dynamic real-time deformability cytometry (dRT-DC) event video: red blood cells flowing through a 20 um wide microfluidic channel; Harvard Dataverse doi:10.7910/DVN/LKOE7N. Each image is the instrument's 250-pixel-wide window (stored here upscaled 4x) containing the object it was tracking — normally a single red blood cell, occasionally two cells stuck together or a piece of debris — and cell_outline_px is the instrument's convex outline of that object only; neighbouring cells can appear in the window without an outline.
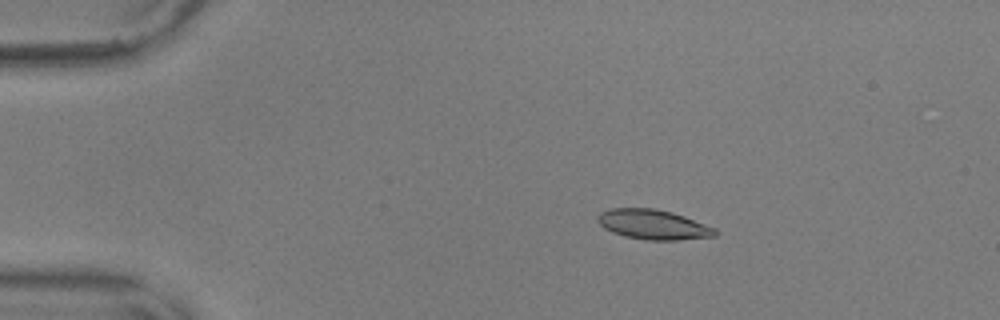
{"species": "common noctule bat (a hibernating species)", "species_latin": "Nyctalus noctula", "temperature_condition": "warm", "stored_images_in_passage": 57, "camera_frame_rate_fps": 3000, "um_per_image_px": 0.085, "animal": {"sex": "male", "body_mass_g": 17.9, "forearm_length_mm": 54.2}, "frame": {"image": 1, "passage_image": 11, "time_ms": 3.333, "image_size_px": [1000, 320], "cell_outline_px": [[716, 236], [680, 240], [644, 240], [624, 236], [612, 232], [604, 228], [596, 220], [596, 216], [600, 212], [608, 208], [652, 208], [672, 212], [684, 216], [716, 228]], "centroid_in_image_um": [55.49, 19.08], "position_along_channel_um": 29.5, "area_um2": 20.58}}
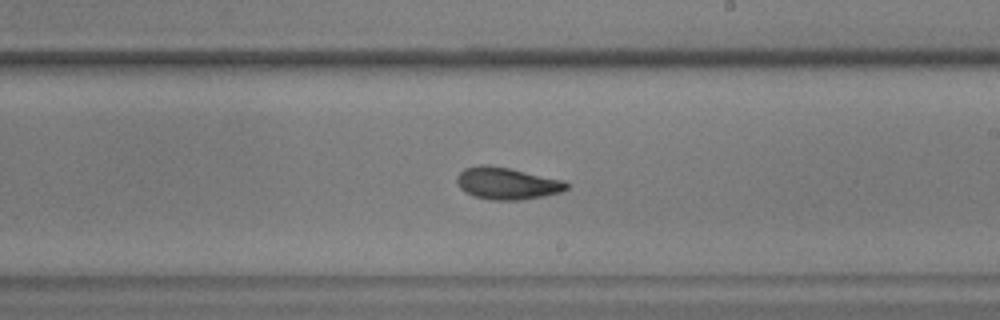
{"frame": {"image": 2, "passage_image": 34, "time_ms": 11.0, "image_size_px": [1000, 320], "cell_outline_px": [[568, 188], [560, 192], [544, 196], [520, 200], [492, 200], [472, 196], [464, 192], [460, 188], [456, 180], [456, 176], [464, 168], [480, 164], [484, 164], [508, 168], [564, 180], [568, 184]], "centroid_in_image_um": [43.06, 15.59], "position_along_channel_um": 245.9, "area_um2": 20.52}}
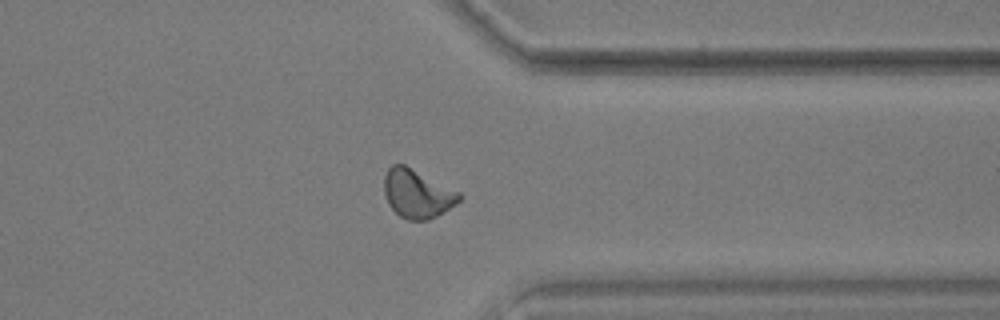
{"frame": {"image": 3, "passage_image": 45, "time_ms": 14.667, "image_size_px": [1000, 320], "cell_outline_px": [[464, 196], [456, 204], [436, 216], [428, 220], [408, 220], [400, 216], [388, 204], [384, 192], [384, 176], [388, 168], [392, 164], [404, 164], [460, 192]], "centroid_in_image_um": [35.46, 16.46], "position_along_channel_um": 375.9, "area_um2": 21.21}, "authors_computed_cell_mechanics": {"area_um2": 20.1144, "velocity_mm_per_s": 3.6212, "shape_relaxation_time_tau1_ms": 4.103, "shape_relaxation_time_tau2_ms": 2.1452, "deformation_change_tau1": 0.1707, "deformation_change_tau2": 0.0864}}